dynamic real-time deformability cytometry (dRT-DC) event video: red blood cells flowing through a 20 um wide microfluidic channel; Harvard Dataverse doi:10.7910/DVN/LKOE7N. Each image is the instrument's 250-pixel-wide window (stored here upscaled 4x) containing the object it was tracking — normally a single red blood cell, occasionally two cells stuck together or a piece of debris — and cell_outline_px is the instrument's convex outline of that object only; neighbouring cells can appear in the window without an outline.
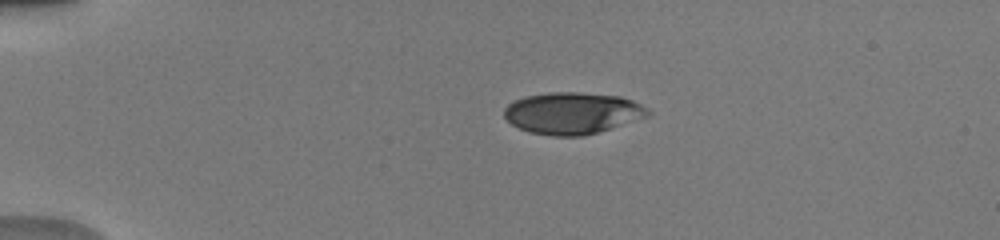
{"species": "human", "species_latin": "Homo sapiens", "temperature_condition": "warm", "stored_images_in_passage": 40, "camera_frame_rate_fps": 3000, "um_per_image_px": 0.085, "donor": {"sex": "male"}, "frame": {"image": 1, "passage_image": 1, "time_ms": 0.0, "image_size_px": [1000, 240], "cell_outline_px": [[652, 112], [648, 116], [584, 136], [552, 136], [528, 132], [512, 124], [504, 116], [504, 108], [508, 104], [524, 96], [548, 92], [580, 92], [620, 96], [632, 100], [648, 108]], "centroid_in_image_um": [48.64, 9.61], "position_along_channel_um": 36.4, "area_um2": 34.91}}
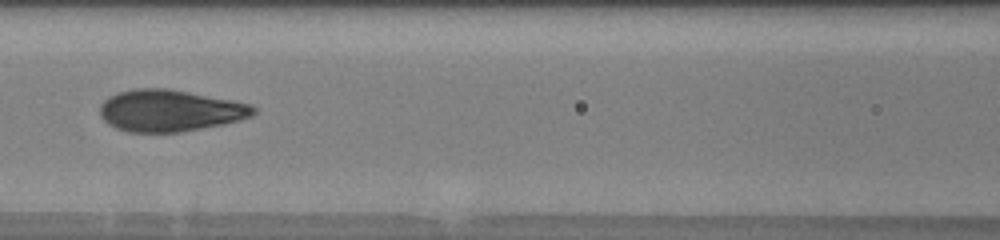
{"frame": {"image": 2, "passage_image": 14, "time_ms": 4.333, "image_size_px": [1000, 240], "cell_outline_px": [[256, 112], [252, 116], [240, 120], [224, 124], [180, 132], [128, 132], [116, 128], [108, 124], [100, 116], [100, 104], [108, 96], [116, 92], [132, 88], [168, 88], [232, 100], [252, 104], [256, 108]], "centroid_in_image_um": [14.42, 9.39], "position_along_channel_um": 152.2, "area_um2": 37.63}}
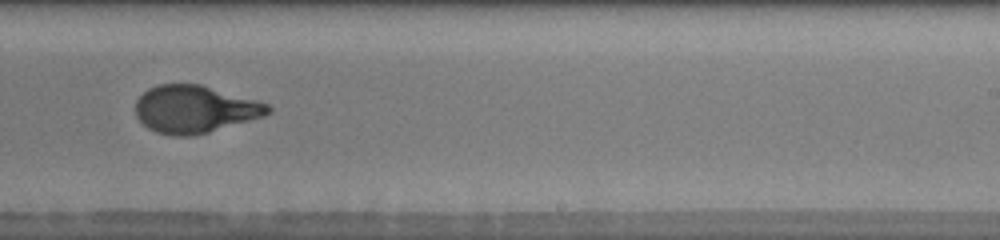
{"frame": {"image": 3, "passage_image": 23, "time_ms": 7.333, "image_size_px": [1000, 240], "cell_outline_px": [[272, 112], [264, 116], [208, 132], [192, 136], [172, 136], [156, 132], [148, 128], [136, 116], [136, 100], [148, 88], [160, 84], [200, 84], [256, 100], [268, 104], [272, 108]], "centroid_in_image_um": [16.55, 9.28], "position_along_channel_um": 272.5, "area_um2": 36.47}, "authors_computed_cell_mechanics": {"area_um2": 36.703, "velocity_mm_per_s": 4.0191, "shape_relaxation_time_tau1_ms": 4.8027, "shape_relaxation_time_tau2_ms": null, "deformation_change_tau1": 0.2145, "deformation_change_tau2": null}}